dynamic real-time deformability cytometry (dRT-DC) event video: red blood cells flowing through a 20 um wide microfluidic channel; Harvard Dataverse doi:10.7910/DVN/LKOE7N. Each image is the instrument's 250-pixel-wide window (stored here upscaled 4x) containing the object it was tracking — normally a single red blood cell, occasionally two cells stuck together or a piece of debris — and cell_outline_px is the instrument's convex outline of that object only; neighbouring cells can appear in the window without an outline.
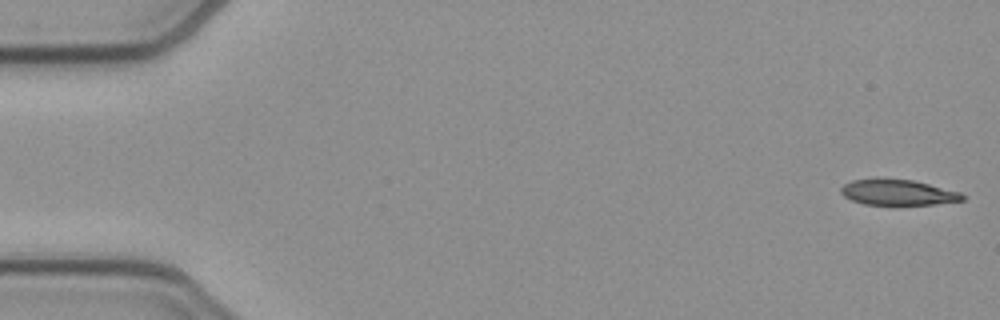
{"species": "common noctule bat (a hibernating species)", "species_latin": "Nyctalus noctula", "temperature_condition": "cold", "stored_images_in_passage": 12, "camera_frame_rate_fps": 3000, "um_per_image_px": 0.085, "animal": {"sex": "female", "body_mass_g": 21.9}, "frame": {"image": 1, "passage_image": 1, "time_ms": 0.0, "image_size_px": [1000, 320], "cell_outline_px": [[964, 200], [936, 204], [864, 204], [852, 200], [844, 196], [840, 192], [840, 188], [844, 184], [852, 180], [876, 176], [912, 180], [960, 192], [964, 196]], "centroid_in_image_um": [76.25, 16.31], "position_along_channel_um": 8.8, "area_um2": 18.38}}